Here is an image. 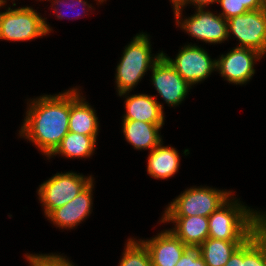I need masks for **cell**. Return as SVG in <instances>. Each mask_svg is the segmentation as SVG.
<instances>
[{
    "label": "cell",
    "mask_w": 266,
    "mask_h": 266,
    "mask_svg": "<svg viewBox=\"0 0 266 266\" xmlns=\"http://www.w3.org/2000/svg\"><path fill=\"white\" fill-rule=\"evenodd\" d=\"M161 223H174L169 229L185 245L198 248L209 238V220L204 216H162Z\"/></svg>",
    "instance_id": "cell-14"
},
{
    "label": "cell",
    "mask_w": 266,
    "mask_h": 266,
    "mask_svg": "<svg viewBox=\"0 0 266 266\" xmlns=\"http://www.w3.org/2000/svg\"><path fill=\"white\" fill-rule=\"evenodd\" d=\"M228 36L239 40L237 47L266 54V8L250 10L227 20Z\"/></svg>",
    "instance_id": "cell-8"
},
{
    "label": "cell",
    "mask_w": 266,
    "mask_h": 266,
    "mask_svg": "<svg viewBox=\"0 0 266 266\" xmlns=\"http://www.w3.org/2000/svg\"><path fill=\"white\" fill-rule=\"evenodd\" d=\"M161 142L148 155L147 172L156 179H168L178 172L180 158L178 151Z\"/></svg>",
    "instance_id": "cell-19"
},
{
    "label": "cell",
    "mask_w": 266,
    "mask_h": 266,
    "mask_svg": "<svg viewBox=\"0 0 266 266\" xmlns=\"http://www.w3.org/2000/svg\"><path fill=\"white\" fill-rule=\"evenodd\" d=\"M148 249L152 266H175L189 248L169 229L152 239L140 240Z\"/></svg>",
    "instance_id": "cell-13"
},
{
    "label": "cell",
    "mask_w": 266,
    "mask_h": 266,
    "mask_svg": "<svg viewBox=\"0 0 266 266\" xmlns=\"http://www.w3.org/2000/svg\"><path fill=\"white\" fill-rule=\"evenodd\" d=\"M19 131L49 157L69 132L70 89L31 99Z\"/></svg>",
    "instance_id": "cell-1"
},
{
    "label": "cell",
    "mask_w": 266,
    "mask_h": 266,
    "mask_svg": "<svg viewBox=\"0 0 266 266\" xmlns=\"http://www.w3.org/2000/svg\"><path fill=\"white\" fill-rule=\"evenodd\" d=\"M129 92L118 94L125 95V111L123 120L144 121L153 124H164V106L160 104L156 96L148 94H134L127 96ZM127 96V97H126Z\"/></svg>",
    "instance_id": "cell-16"
},
{
    "label": "cell",
    "mask_w": 266,
    "mask_h": 266,
    "mask_svg": "<svg viewBox=\"0 0 266 266\" xmlns=\"http://www.w3.org/2000/svg\"><path fill=\"white\" fill-rule=\"evenodd\" d=\"M219 0H183L182 3L173 9H182L188 4L194 5L196 8H205L207 5L218 3Z\"/></svg>",
    "instance_id": "cell-28"
},
{
    "label": "cell",
    "mask_w": 266,
    "mask_h": 266,
    "mask_svg": "<svg viewBox=\"0 0 266 266\" xmlns=\"http://www.w3.org/2000/svg\"><path fill=\"white\" fill-rule=\"evenodd\" d=\"M218 3L222 7V13L220 14L226 20L231 17L242 15L248 10H239V1L238 0H219Z\"/></svg>",
    "instance_id": "cell-26"
},
{
    "label": "cell",
    "mask_w": 266,
    "mask_h": 266,
    "mask_svg": "<svg viewBox=\"0 0 266 266\" xmlns=\"http://www.w3.org/2000/svg\"><path fill=\"white\" fill-rule=\"evenodd\" d=\"M263 57L256 50L234 47L216 59V71L229 83L243 85L250 81L255 74L254 64Z\"/></svg>",
    "instance_id": "cell-10"
},
{
    "label": "cell",
    "mask_w": 266,
    "mask_h": 266,
    "mask_svg": "<svg viewBox=\"0 0 266 266\" xmlns=\"http://www.w3.org/2000/svg\"><path fill=\"white\" fill-rule=\"evenodd\" d=\"M92 181L85 189H83L72 201L66 203L60 208L54 209L48 216L59 228L73 229L85 220L92 209L93 187Z\"/></svg>",
    "instance_id": "cell-12"
},
{
    "label": "cell",
    "mask_w": 266,
    "mask_h": 266,
    "mask_svg": "<svg viewBox=\"0 0 266 266\" xmlns=\"http://www.w3.org/2000/svg\"><path fill=\"white\" fill-rule=\"evenodd\" d=\"M150 44L149 36L141 32L125 46L115 74L118 94L132 91L145 73L161 58L162 52L155 56L151 54Z\"/></svg>",
    "instance_id": "cell-3"
},
{
    "label": "cell",
    "mask_w": 266,
    "mask_h": 266,
    "mask_svg": "<svg viewBox=\"0 0 266 266\" xmlns=\"http://www.w3.org/2000/svg\"><path fill=\"white\" fill-rule=\"evenodd\" d=\"M195 10V14L183 19L182 9H174L177 26L191 37L209 44H220L229 38L227 20L220 13L215 15L208 10L204 11V8Z\"/></svg>",
    "instance_id": "cell-7"
},
{
    "label": "cell",
    "mask_w": 266,
    "mask_h": 266,
    "mask_svg": "<svg viewBox=\"0 0 266 266\" xmlns=\"http://www.w3.org/2000/svg\"><path fill=\"white\" fill-rule=\"evenodd\" d=\"M97 136H88L73 132H68L62 139L60 145L48 157L61 154L66 158H88L90 157L96 147Z\"/></svg>",
    "instance_id": "cell-20"
},
{
    "label": "cell",
    "mask_w": 266,
    "mask_h": 266,
    "mask_svg": "<svg viewBox=\"0 0 266 266\" xmlns=\"http://www.w3.org/2000/svg\"><path fill=\"white\" fill-rule=\"evenodd\" d=\"M7 0H0V7H3L5 5ZM14 1V0H13Z\"/></svg>",
    "instance_id": "cell-30"
},
{
    "label": "cell",
    "mask_w": 266,
    "mask_h": 266,
    "mask_svg": "<svg viewBox=\"0 0 266 266\" xmlns=\"http://www.w3.org/2000/svg\"><path fill=\"white\" fill-rule=\"evenodd\" d=\"M162 56L191 86L201 83L213 71H216L217 60L211 59L206 50L195 44L182 47L175 59L168 57L163 51Z\"/></svg>",
    "instance_id": "cell-9"
},
{
    "label": "cell",
    "mask_w": 266,
    "mask_h": 266,
    "mask_svg": "<svg viewBox=\"0 0 266 266\" xmlns=\"http://www.w3.org/2000/svg\"><path fill=\"white\" fill-rule=\"evenodd\" d=\"M152 84L159 96L170 107L177 106L185 99L192 88L178 72L169 64V62L161 56V58L151 68Z\"/></svg>",
    "instance_id": "cell-11"
},
{
    "label": "cell",
    "mask_w": 266,
    "mask_h": 266,
    "mask_svg": "<svg viewBox=\"0 0 266 266\" xmlns=\"http://www.w3.org/2000/svg\"><path fill=\"white\" fill-rule=\"evenodd\" d=\"M92 181L90 175L86 177L75 172L56 173L44 181L37 190L39 201L44 207L46 217L57 208L72 201Z\"/></svg>",
    "instance_id": "cell-6"
},
{
    "label": "cell",
    "mask_w": 266,
    "mask_h": 266,
    "mask_svg": "<svg viewBox=\"0 0 266 266\" xmlns=\"http://www.w3.org/2000/svg\"><path fill=\"white\" fill-rule=\"evenodd\" d=\"M232 191H223L210 187H191L176 197L162 216H204L209 217L232 195Z\"/></svg>",
    "instance_id": "cell-5"
},
{
    "label": "cell",
    "mask_w": 266,
    "mask_h": 266,
    "mask_svg": "<svg viewBox=\"0 0 266 266\" xmlns=\"http://www.w3.org/2000/svg\"><path fill=\"white\" fill-rule=\"evenodd\" d=\"M170 1L173 4V8H175V7H178L182 3L183 0H170Z\"/></svg>",
    "instance_id": "cell-29"
},
{
    "label": "cell",
    "mask_w": 266,
    "mask_h": 266,
    "mask_svg": "<svg viewBox=\"0 0 266 266\" xmlns=\"http://www.w3.org/2000/svg\"><path fill=\"white\" fill-rule=\"evenodd\" d=\"M239 10H257L266 8V0H238Z\"/></svg>",
    "instance_id": "cell-27"
},
{
    "label": "cell",
    "mask_w": 266,
    "mask_h": 266,
    "mask_svg": "<svg viewBox=\"0 0 266 266\" xmlns=\"http://www.w3.org/2000/svg\"><path fill=\"white\" fill-rule=\"evenodd\" d=\"M119 266H152L148 249L139 239L129 238Z\"/></svg>",
    "instance_id": "cell-22"
},
{
    "label": "cell",
    "mask_w": 266,
    "mask_h": 266,
    "mask_svg": "<svg viewBox=\"0 0 266 266\" xmlns=\"http://www.w3.org/2000/svg\"><path fill=\"white\" fill-rule=\"evenodd\" d=\"M164 124H153L144 121L123 120L122 132L125 139L136 150L150 151L158 146L162 141L159 130Z\"/></svg>",
    "instance_id": "cell-18"
},
{
    "label": "cell",
    "mask_w": 266,
    "mask_h": 266,
    "mask_svg": "<svg viewBox=\"0 0 266 266\" xmlns=\"http://www.w3.org/2000/svg\"><path fill=\"white\" fill-rule=\"evenodd\" d=\"M47 1V0H46ZM49 1V0H48ZM69 1V2H68ZM52 2V6H50V7H52L53 8V6H54V4L56 5V7H54V13L56 14V16H57V18L58 19H63L64 17H66V15L65 14H62V12H60V10L58 9L59 7H61V6H65V5H67L68 6V9L70 8L71 10L72 9H74L75 7H77V5L79 6V4H81V7L83 8L82 9V11L86 14V12H85V8H86V6H88V11H89V8H91L92 9V6L91 5H89L88 3H87V1H85V0H52L51 1ZM61 5V6H60ZM84 6H85V8H84ZM59 10V11H58ZM62 11V10H61ZM64 11L65 10H63V13H64ZM81 11V12H82ZM74 13V12H73ZM81 15V13L80 12H77V17L76 18H78L79 16ZM67 17H68V15H67ZM74 17V18H75Z\"/></svg>",
    "instance_id": "cell-24"
},
{
    "label": "cell",
    "mask_w": 266,
    "mask_h": 266,
    "mask_svg": "<svg viewBox=\"0 0 266 266\" xmlns=\"http://www.w3.org/2000/svg\"><path fill=\"white\" fill-rule=\"evenodd\" d=\"M85 100L78 88L70 89L69 131L97 136L99 130L98 117L95 110Z\"/></svg>",
    "instance_id": "cell-15"
},
{
    "label": "cell",
    "mask_w": 266,
    "mask_h": 266,
    "mask_svg": "<svg viewBox=\"0 0 266 266\" xmlns=\"http://www.w3.org/2000/svg\"><path fill=\"white\" fill-rule=\"evenodd\" d=\"M32 266H74L73 262L60 254H25Z\"/></svg>",
    "instance_id": "cell-23"
},
{
    "label": "cell",
    "mask_w": 266,
    "mask_h": 266,
    "mask_svg": "<svg viewBox=\"0 0 266 266\" xmlns=\"http://www.w3.org/2000/svg\"><path fill=\"white\" fill-rule=\"evenodd\" d=\"M235 199L232 194L208 217L209 238L247 241L266 223V211H254Z\"/></svg>",
    "instance_id": "cell-2"
},
{
    "label": "cell",
    "mask_w": 266,
    "mask_h": 266,
    "mask_svg": "<svg viewBox=\"0 0 266 266\" xmlns=\"http://www.w3.org/2000/svg\"><path fill=\"white\" fill-rule=\"evenodd\" d=\"M45 19L29 6L8 7L0 12V39L23 42L45 36L52 31Z\"/></svg>",
    "instance_id": "cell-4"
},
{
    "label": "cell",
    "mask_w": 266,
    "mask_h": 266,
    "mask_svg": "<svg viewBox=\"0 0 266 266\" xmlns=\"http://www.w3.org/2000/svg\"><path fill=\"white\" fill-rule=\"evenodd\" d=\"M225 266H266V223L233 253Z\"/></svg>",
    "instance_id": "cell-17"
},
{
    "label": "cell",
    "mask_w": 266,
    "mask_h": 266,
    "mask_svg": "<svg viewBox=\"0 0 266 266\" xmlns=\"http://www.w3.org/2000/svg\"><path fill=\"white\" fill-rule=\"evenodd\" d=\"M96 1H98L101 4V2L103 3L106 0H96Z\"/></svg>",
    "instance_id": "cell-31"
},
{
    "label": "cell",
    "mask_w": 266,
    "mask_h": 266,
    "mask_svg": "<svg viewBox=\"0 0 266 266\" xmlns=\"http://www.w3.org/2000/svg\"><path fill=\"white\" fill-rule=\"evenodd\" d=\"M245 242L207 238L198 249L207 266H225L233 253Z\"/></svg>",
    "instance_id": "cell-21"
},
{
    "label": "cell",
    "mask_w": 266,
    "mask_h": 266,
    "mask_svg": "<svg viewBox=\"0 0 266 266\" xmlns=\"http://www.w3.org/2000/svg\"><path fill=\"white\" fill-rule=\"evenodd\" d=\"M175 266H207L198 248L189 247Z\"/></svg>",
    "instance_id": "cell-25"
}]
</instances>
